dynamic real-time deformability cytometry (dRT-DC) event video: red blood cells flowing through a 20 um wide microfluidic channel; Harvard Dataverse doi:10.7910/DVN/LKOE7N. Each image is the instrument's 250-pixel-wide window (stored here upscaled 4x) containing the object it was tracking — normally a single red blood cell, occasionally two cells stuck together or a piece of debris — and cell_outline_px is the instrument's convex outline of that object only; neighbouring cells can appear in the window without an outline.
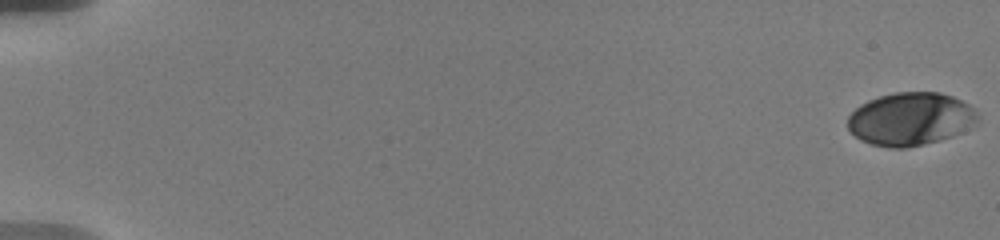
{"species": "human", "species_latin": "Homo sapiens", "temperature_condition": "warm", "stored_images_in_passage": 19, "camera_frame_rate_fps": 3000, "um_per_image_px": 0.085, "donor": {"sex": "male"}, "frame": {"image": 1, "passage_image": 1, "time_ms": 0.0, "image_size_px": [1000, 240], "cell_outline_px": [[980, 116], [976, 120], [952, 136], [940, 140], [904, 148], [892, 148], [872, 144], [860, 140], [848, 128], [848, 116], [860, 104], [868, 100], [880, 96], [896, 92], [940, 92], [952, 96], [968, 104]], "centroid_in_image_um": [77.35, 10.1], "position_along_channel_um": 7.7, "area_um2": 39.59}}
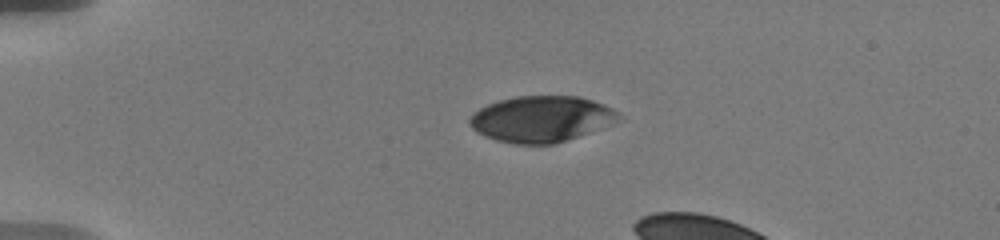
{"frame": {"image": 2, "passage_image": 13, "time_ms": 4.667, "image_size_px": [1000, 240], "cell_outline_px": [[620, 116], [576, 136], [552, 144], [516, 144], [496, 140], [472, 128], [468, 124], [468, 120], [480, 108], [488, 104], [500, 100], [516, 96], [580, 96], [604, 104], [620, 112]], "centroid_in_image_um": [45.93, 10.09], "position_along_channel_um": 39.1, "area_um2": 38.78}}
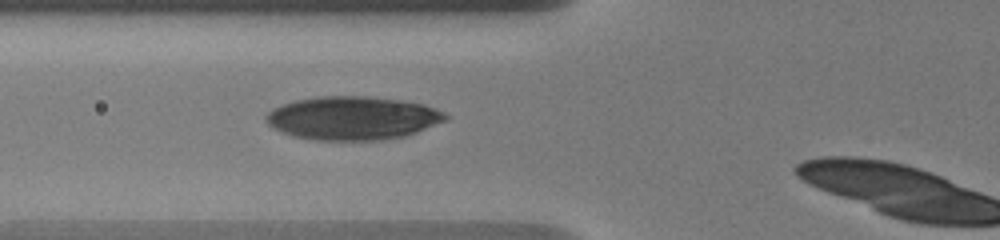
{"frame": {"image": 3, "passage_image": 18, "time_ms": 7.667, "image_size_px": [1000, 240], "cell_outline_px": [[448, 120], [416, 132], [404, 136], [384, 140], [316, 140], [292, 136], [280, 132], [268, 124], [264, 120], [264, 116], [272, 108], [296, 100], [316, 96], [364, 96], [400, 100], [424, 104], [436, 108], [444, 112], [448, 116]], "centroid_in_image_um": [29.96, 10.04], "position_along_channel_um": 95.8, "area_um2": 45.66}}